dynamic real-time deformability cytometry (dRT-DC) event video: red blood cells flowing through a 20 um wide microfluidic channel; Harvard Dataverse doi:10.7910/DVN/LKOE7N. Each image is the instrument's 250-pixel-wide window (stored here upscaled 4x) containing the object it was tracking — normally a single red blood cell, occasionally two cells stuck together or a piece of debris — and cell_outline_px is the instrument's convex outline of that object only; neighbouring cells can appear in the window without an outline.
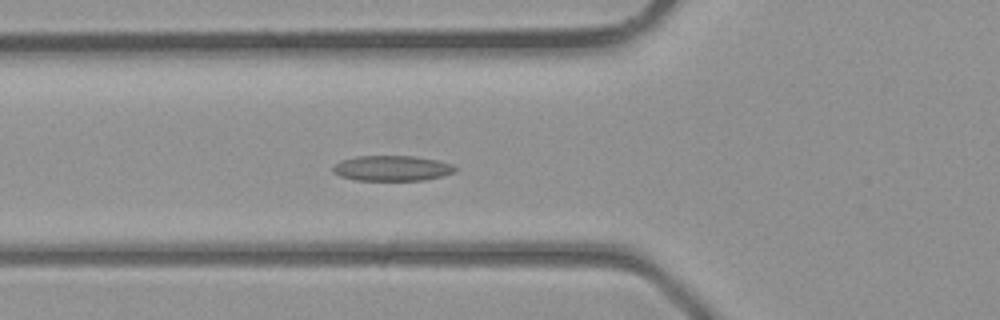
{"species": "common noctule bat (a hibernating species)", "species_latin": "Nyctalus noctula", "temperature_condition": "room temperature", "stored_images_in_passage": 22, "camera_frame_rate_fps": 3000, "um_per_image_px": 0.085, "animal": {"sex": "male", "body_mass_g": 23.1, "forearm_length_mm": 52.7}, "frame": {"image": 1, "passage_image": 2, "time_ms": 0.333, "image_size_px": [1000, 320], "cell_outline_px": [[456, 172], [424, 180], [356, 180], [340, 176], [332, 172], [332, 164], [340, 160], [356, 156], [412, 156], [436, 160], [452, 164], [456, 168]], "centroid_in_image_um": [33.26, 14.3], "position_along_channel_um": 92.5, "area_um2": 18.09}}
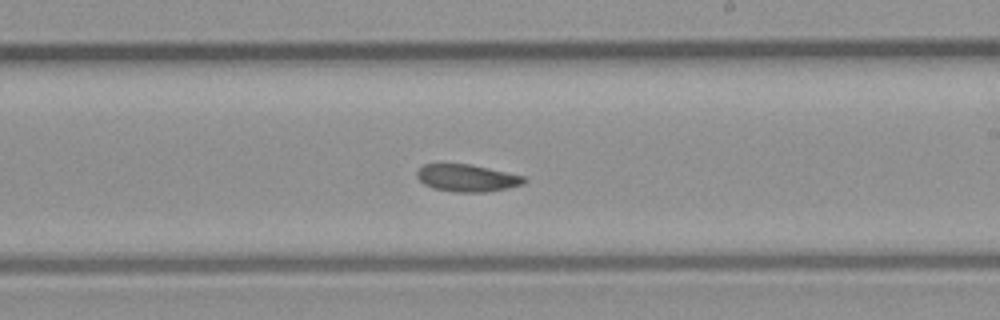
{"frame": {"image": 2, "passage_image": 11, "time_ms": 3.333, "image_size_px": [1000, 320], "cell_outline_px": [[528, 180], [524, 184], [508, 188], [488, 192], [456, 192], [432, 188], [424, 184], [416, 176], [416, 172], [424, 164], [472, 164], [524, 176]], "centroid_in_image_um": [39.72, 15.13], "position_along_channel_um": 249.3, "area_um2": 17.11}}
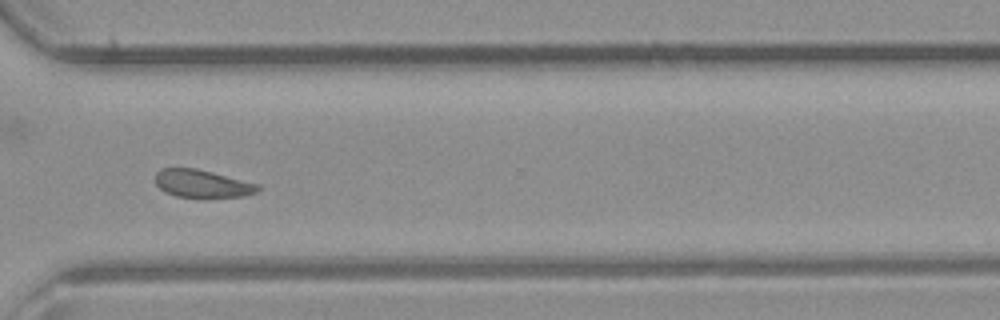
{"frame": {"image": 3, "passage_image": 17, "time_ms": 5.333, "image_size_px": [1000, 320], "cell_outline_px": [[260, 188], [256, 192], [244, 196], [208, 200], [200, 200], [176, 196], [164, 192], [156, 184], [156, 172], [160, 168], [196, 168], [260, 184]], "centroid_in_image_um": [17.2, 15.66], "position_along_channel_um": 353.4, "area_um2": 17.4}}